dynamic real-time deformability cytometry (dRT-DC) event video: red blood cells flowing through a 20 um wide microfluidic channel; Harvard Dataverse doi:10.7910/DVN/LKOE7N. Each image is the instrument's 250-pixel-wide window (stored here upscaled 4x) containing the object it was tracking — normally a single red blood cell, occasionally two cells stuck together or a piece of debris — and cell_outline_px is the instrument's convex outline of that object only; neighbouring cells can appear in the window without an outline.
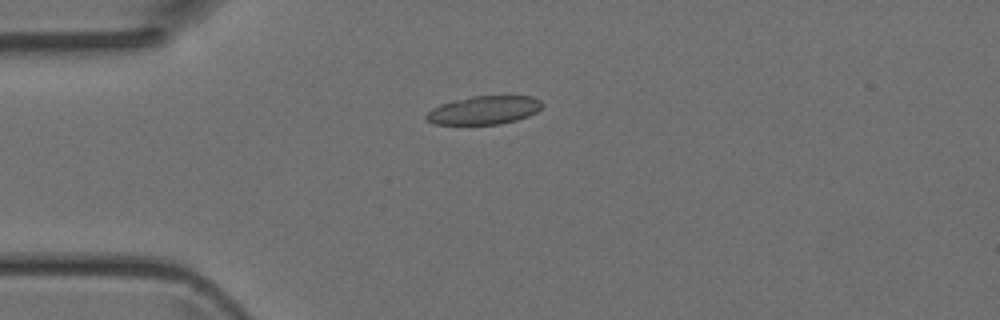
{"species": "Egyptian fruit bat (a non-hibernating species)", "species_latin": "Rousettus aegyptiacus", "temperature_condition": "room temperature", "stored_images_in_passage": 3, "camera_frame_rate_fps": 3000, "um_per_image_px": 0.085, "animal": {"sex": "female"}, "frame": {"image": 1, "passage_image": 2, "time_ms": 0.333, "image_size_px": [1000, 320], "cell_outline_px": [[544, 104], [536, 112], [528, 116], [516, 120], [500, 124], [432, 124], [424, 120], [424, 116], [432, 108], [440, 104], [452, 100], [472, 96], [532, 96], [540, 100]], "centroid_in_image_um": [41.1, 9.36], "position_along_channel_um": 43.9, "area_um2": 19.31}}